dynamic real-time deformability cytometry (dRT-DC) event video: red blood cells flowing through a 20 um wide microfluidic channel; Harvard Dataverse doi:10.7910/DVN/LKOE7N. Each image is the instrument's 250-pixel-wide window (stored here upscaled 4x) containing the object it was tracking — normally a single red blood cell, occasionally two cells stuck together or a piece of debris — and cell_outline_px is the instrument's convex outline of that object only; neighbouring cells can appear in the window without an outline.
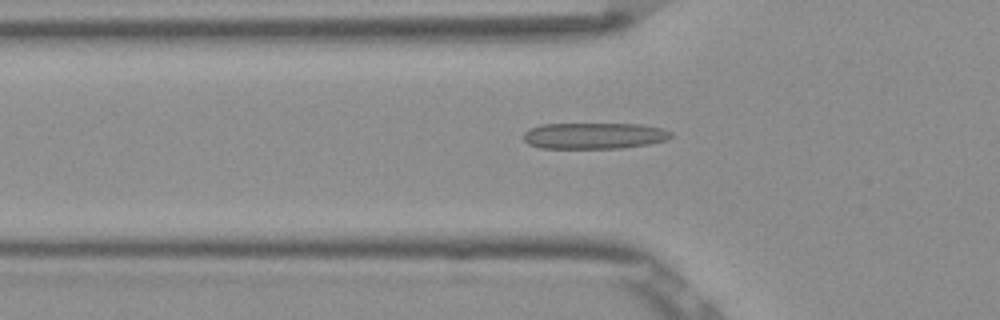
{"species": "Egyptian fruit bat (a non-hibernating species)", "species_latin": "Rousettus aegyptiacus", "temperature_condition": "room temperature", "stored_images_in_passage": 37, "camera_frame_rate_fps": 3000, "um_per_image_px": 0.085, "frame": {"image": 1, "passage_image": 5, "time_ms": 1.333, "image_size_px": [1000, 320], "cell_outline_px": [[672, 136], [668, 140], [648, 144], [620, 148], [540, 148], [528, 144], [524, 140], [524, 132], [528, 128], [540, 124], [640, 124], [664, 128], [672, 132]], "centroid_in_image_um": [50.5, 11.53], "position_along_channel_um": 75.3, "area_um2": 22.72}}
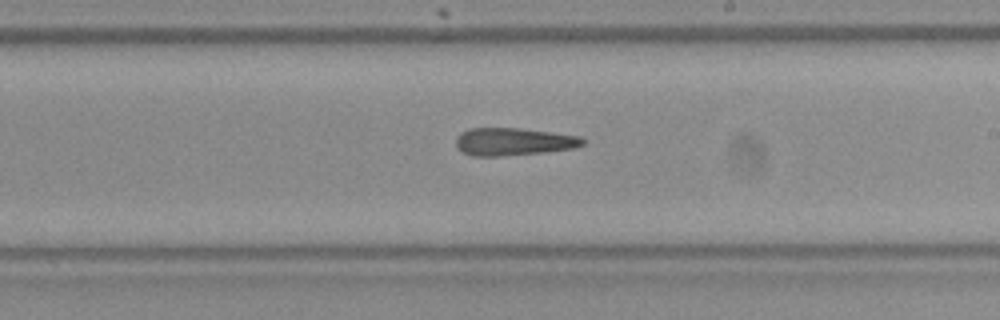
{"frame": {"image": 2, "passage_image": 18, "time_ms": 5.667, "image_size_px": [1000, 320], "cell_outline_px": [[584, 144], [572, 148], [544, 152], [500, 156], [472, 156], [456, 148], [456, 136], [460, 132], [468, 128], [520, 128], [580, 136], [584, 140]], "centroid_in_image_um": [43.59, 12.03], "position_along_channel_um": 245.4, "area_um2": 20.4}}
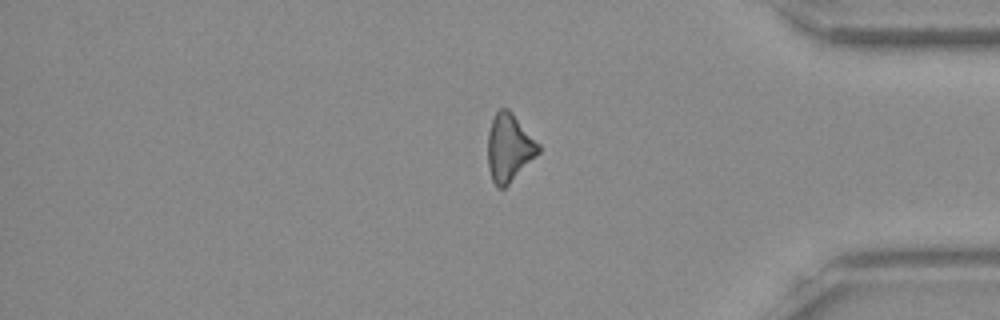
{"frame": {"image": 3, "passage_image": 31, "time_ms": 10.0, "image_size_px": [1000, 320], "cell_outline_px": [[540, 152], [504, 188], [496, 188], [492, 180], [488, 168], [488, 132], [492, 120], [496, 112], [500, 108], [508, 108], [512, 112], [540, 144]], "centroid_in_image_um": [43.27, 12.55], "position_along_channel_um": 391.9, "area_um2": 19.94}}